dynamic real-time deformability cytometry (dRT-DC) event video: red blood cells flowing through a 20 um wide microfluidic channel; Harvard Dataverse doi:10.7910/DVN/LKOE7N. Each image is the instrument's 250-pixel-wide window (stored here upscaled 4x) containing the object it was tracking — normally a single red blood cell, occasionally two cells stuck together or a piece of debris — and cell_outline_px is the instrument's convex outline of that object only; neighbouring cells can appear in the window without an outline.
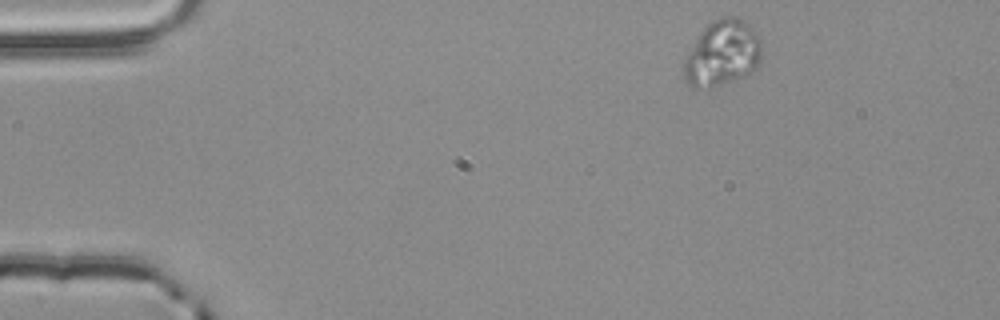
{"species": "common noctule bat (a hibernating species)", "species_latin": "Nyctalus noctula", "temperature_condition": "room temperature", "stored_images_in_passage": 4, "camera_frame_rate_fps": 3000, "um_per_image_px": 0.085, "animal": {"sex": "male", "body_mass_g": 20.4}, "frame": {"image": 1, "passage_image": 1, "time_ms": 0.0, "image_size_px": [1000, 320], "cell_outline_px": [[764, 44], [760, 64], [748, 76], [712, 88], [696, 88], [688, 84], [684, 76], [684, 60], [700, 32], [708, 24], [724, 16], [736, 16], [752, 24]], "centroid_in_image_um": [61.48, 4.53], "position_along_channel_um": 23.5, "area_um2": 30.52}}
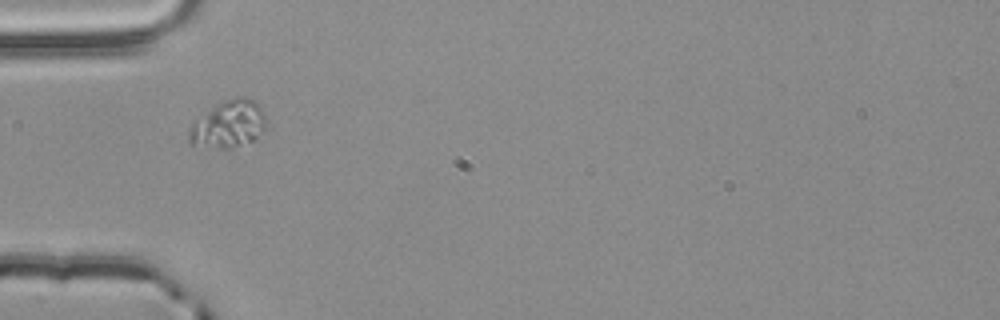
{"frame": {"image": 2, "passage_image": 3, "time_ms": 0.667, "image_size_px": [1000, 320], "cell_outline_px": [[264, 128], [252, 140], [232, 148], [220, 148], [188, 144], [188, 128], [196, 120], [216, 104], [224, 100], [240, 96], [252, 100], [264, 112]], "centroid_in_image_um": [19.36, 10.56], "position_along_channel_um": 65.6, "area_um2": 20.75}}
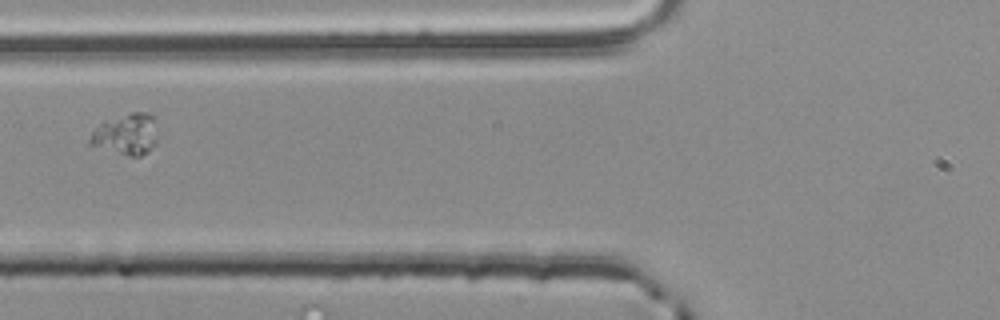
{"frame": {"image": 3, "passage_image": 4, "time_ms": 1.0, "image_size_px": [1000, 320], "cell_outline_px": [[156, 144], [148, 152], [140, 156], [128, 156], [88, 144], [88, 140], [92, 132], [104, 120], [128, 112], [148, 112], [152, 116], [156, 140]], "centroid_in_image_um": [10.69, 11.41], "position_along_channel_um": 115.1, "area_um2": 16.18}}